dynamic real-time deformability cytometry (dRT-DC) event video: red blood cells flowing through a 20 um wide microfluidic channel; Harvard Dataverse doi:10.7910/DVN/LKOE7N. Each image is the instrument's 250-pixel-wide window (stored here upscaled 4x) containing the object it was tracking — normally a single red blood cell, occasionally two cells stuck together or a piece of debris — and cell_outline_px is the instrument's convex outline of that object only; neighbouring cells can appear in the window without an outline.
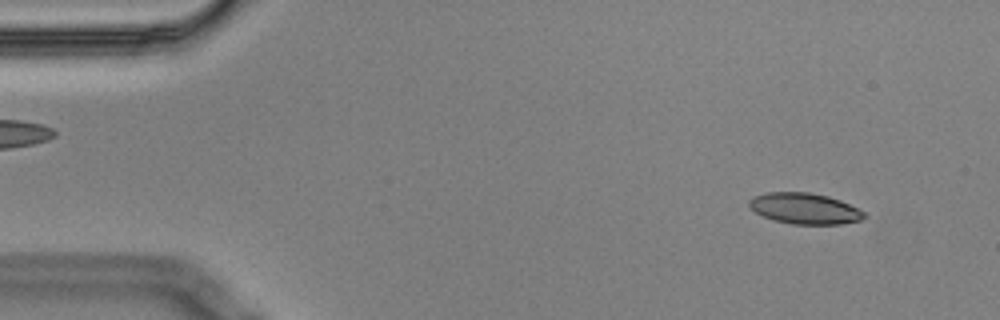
{"species": "Egyptian fruit bat (a non-hibernating species)", "species_latin": "Rousettus aegyptiacus", "temperature_condition": "cold", "stored_images_in_passage": 5, "camera_frame_rate_fps": 3000, "um_per_image_px": 0.085, "animal": {"sex": "male"}, "frame": {"image": 1, "passage_image": 1, "time_ms": 0.0, "image_size_px": [1000, 320], "cell_outline_px": [[868, 216], [860, 220], [840, 224], [792, 224], [772, 220], [756, 212], [748, 204], [748, 200], [752, 196], [768, 192], [808, 192], [828, 196], [840, 200], [864, 212]], "centroid_in_image_um": [68.38, 17.72], "position_along_channel_um": 16.6, "area_um2": 20.69}}
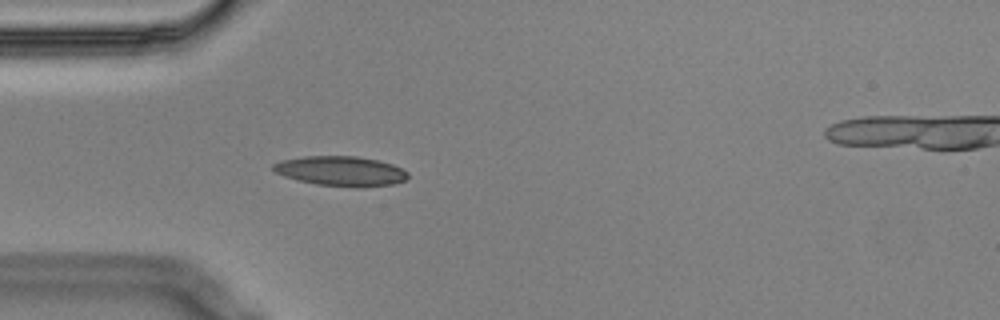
{"frame": {"image": 2, "passage_image": 4, "time_ms": 1.0, "image_size_px": [1000, 320], "cell_outline_px": [[408, 176], [404, 180], [392, 184], [364, 188], [356, 188], [316, 184], [284, 176], [276, 172], [272, 168], [272, 164], [280, 160], [304, 156], [356, 156], [380, 160], [392, 164], [408, 172]], "centroid_in_image_um": [28.98, 14.54], "position_along_channel_um": 56.0, "area_um2": 23.52}}